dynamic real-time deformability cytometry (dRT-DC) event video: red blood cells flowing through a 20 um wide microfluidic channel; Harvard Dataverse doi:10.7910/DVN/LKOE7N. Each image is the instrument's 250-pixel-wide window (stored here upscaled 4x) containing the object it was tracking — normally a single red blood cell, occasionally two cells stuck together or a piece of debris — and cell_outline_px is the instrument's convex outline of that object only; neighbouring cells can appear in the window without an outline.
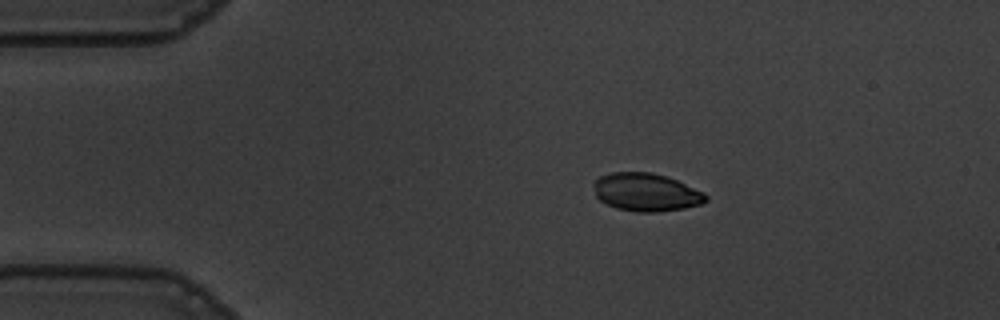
{"species": "common noctule bat (a hibernating species)", "species_latin": "Nyctalus noctula", "temperature_condition": "warm", "stored_images_in_passage": 46, "camera_frame_rate_fps": 3000, "um_per_image_px": 0.085, "animal": {"sex": "male", "body_mass_g": 19.5, "forearm_length_mm": 54.6}, "frame": {"image": 1, "passage_image": 1, "time_ms": 0.0, "image_size_px": [1000, 320], "cell_outline_px": [[708, 200], [700, 204], [684, 208], [656, 212], [636, 212], [616, 208], [600, 200], [596, 196], [596, 180], [600, 176], [612, 172], [652, 172], [676, 180], [704, 192], [708, 196]], "centroid_in_image_um": [54.95, 16.34], "position_along_channel_um": 30.1, "area_um2": 24.57}}
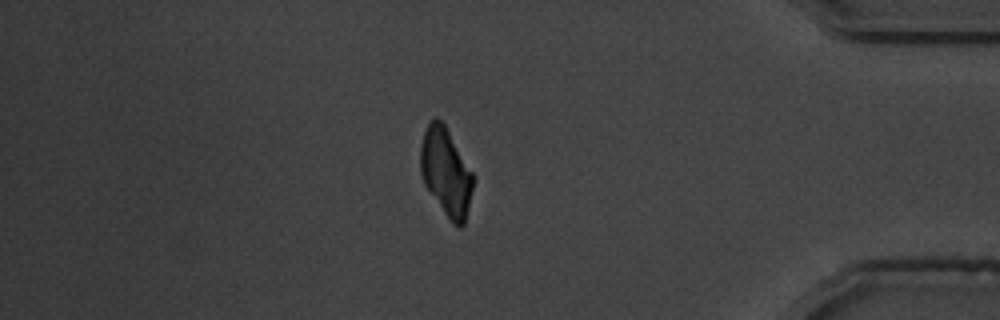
{"frame": {"image": 2, "passage_image": 38, "time_ms": 12.333, "image_size_px": [1000, 320], "cell_outline_px": [[472, 188], [468, 208], [464, 224], [460, 228], [452, 224], [424, 184], [420, 172], [420, 144], [428, 120], [436, 116], [444, 124], [472, 172]], "centroid_in_image_um": [37.87, 14.6], "position_along_channel_um": 397.3, "area_um2": 26.65}}
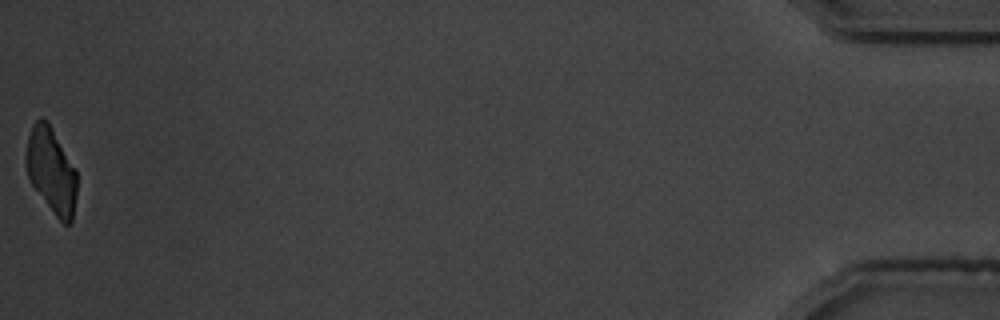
{"frame": {"image": 3, "passage_image": 46, "time_ms": 15.0, "image_size_px": [1000, 320], "cell_outline_px": [[76, 196], [72, 220], [68, 224], [64, 224], [56, 216], [32, 184], [28, 176], [24, 160], [24, 156], [28, 136], [32, 124], [40, 116], [48, 120], [76, 172]], "centroid_in_image_um": [4.32, 14.45], "position_along_channel_um": 430.9, "area_um2": 25.09}, "authors_computed_cell_mechanics": {"area_um2": 27.7729, "velocity_mm_per_s": 3.6586, "shape_relaxation_time_tau1_ms": 3.0747, "shape_relaxation_time_tau2_ms": null, "deformation_change_tau1": 0.0542, "deformation_change_tau2": null}}